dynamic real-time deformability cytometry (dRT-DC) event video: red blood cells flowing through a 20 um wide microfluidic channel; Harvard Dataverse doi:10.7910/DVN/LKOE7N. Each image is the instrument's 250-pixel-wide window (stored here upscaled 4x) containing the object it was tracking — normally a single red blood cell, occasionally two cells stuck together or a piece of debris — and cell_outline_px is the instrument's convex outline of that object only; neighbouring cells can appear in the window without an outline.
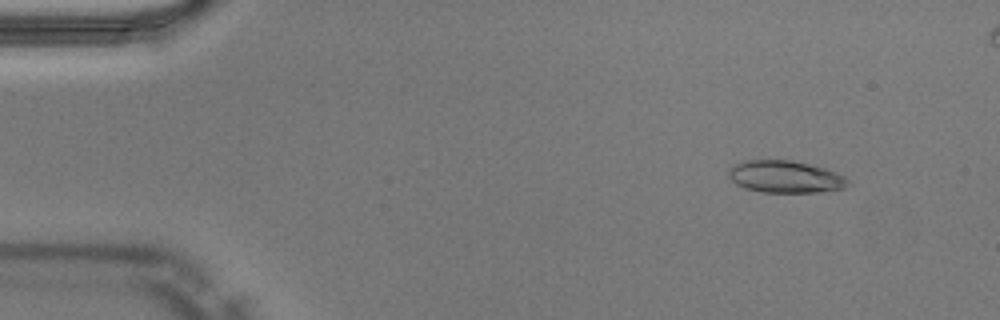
{"species": "Egyptian fruit bat (a non-hibernating species)", "species_latin": "Rousettus aegyptiacus", "temperature_condition": "warm", "stored_images_in_passage": 48, "camera_frame_rate_fps": 3000, "um_per_image_px": 0.085, "animal": {"sex": "male"}, "frame": {"image": 1, "passage_image": 4, "time_ms": 1.0, "image_size_px": [1000, 320], "cell_outline_px": [[852, 184], [844, 188], [816, 192], [760, 192], [744, 188], [736, 184], [728, 176], [728, 172], [736, 164], [744, 160], [792, 160], [824, 168], [836, 172], [844, 176]], "centroid_in_image_um": [66.76, 15.03], "position_along_channel_um": 18.2, "area_um2": 22.31}}
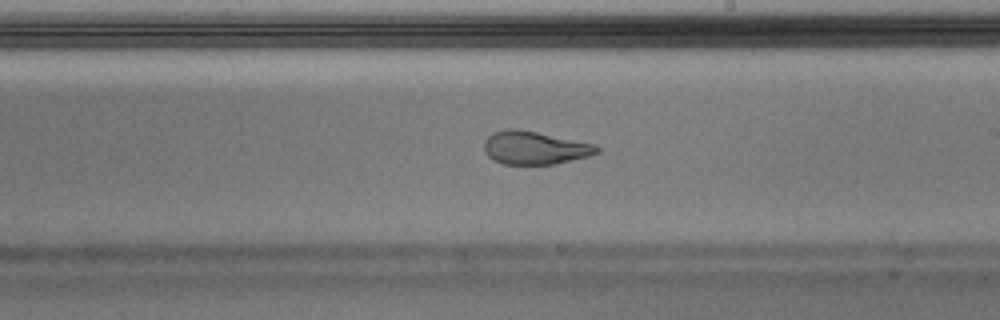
{"frame": {"image": 2, "passage_image": 28, "time_ms": 9.0, "image_size_px": [1000, 320], "cell_outline_px": [[600, 152], [588, 156], [552, 164], [504, 164], [488, 156], [484, 152], [484, 140], [492, 132], [508, 128], [516, 128], [596, 144], [600, 148]], "centroid_in_image_um": [45.43, 12.55], "position_along_channel_um": 243.6, "area_um2": 21.68}}
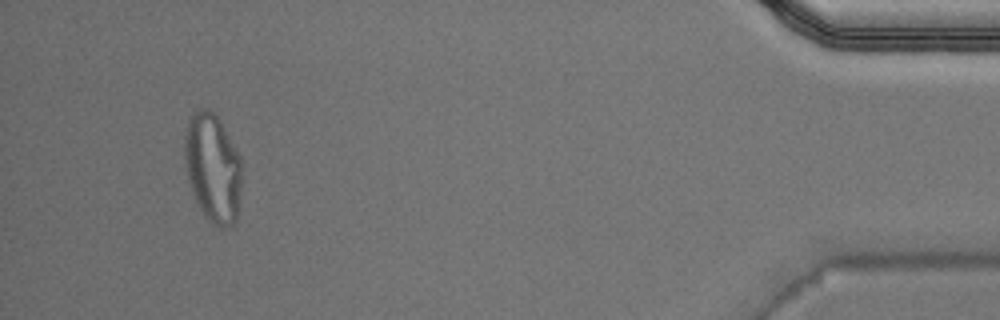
{"frame": {"image": 3, "passage_image": 46, "time_ms": 15.0, "image_size_px": [1000, 320], "cell_outline_px": [[240, 184], [236, 220], [228, 228], [220, 228], [212, 224], [204, 216], [192, 192], [188, 180], [184, 164], [184, 128], [192, 112], [196, 108], [208, 108], [216, 116], [240, 156]], "centroid_in_image_um": [18.03, 14.25], "position_along_channel_um": 417.2, "area_um2": 36.24}, "authors_computed_cell_mechanics": {"area_um2": 22.5131, "velocity_mm_per_s": 4.0314, "shape_relaxation_time_tau1_ms": null, "shape_relaxation_time_tau2_ms": 1.1616, "deformation_change_tau1": null, "deformation_change_tau2": 0.0729}}